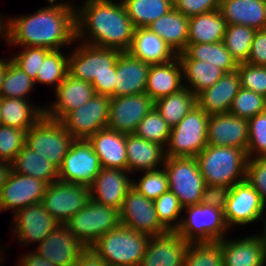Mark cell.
<instances>
[{
    "instance_id": "cell-1",
    "label": "cell",
    "mask_w": 266,
    "mask_h": 266,
    "mask_svg": "<svg viewBox=\"0 0 266 266\" xmlns=\"http://www.w3.org/2000/svg\"><path fill=\"white\" fill-rule=\"evenodd\" d=\"M49 3L50 6L41 8L34 14L8 18L7 23L1 22V34L6 37L5 43L60 50L62 45L75 41L76 9L66 2Z\"/></svg>"
},
{
    "instance_id": "cell-2",
    "label": "cell",
    "mask_w": 266,
    "mask_h": 266,
    "mask_svg": "<svg viewBox=\"0 0 266 266\" xmlns=\"http://www.w3.org/2000/svg\"><path fill=\"white\" fill-rule=\"evenodd\" d=\"M75 24L76 42L89 30L90 39L86 44L121 52L128 51L135 31L122 0L118 3L111 0L83 3L82 9L75 11Z\"/></svg>"
},
{
    "instance_id": "cell-3",
    "label": "cell",
    "mask_w": 266,
    "mask_h": 266,
    "mask_svg": "<svg viewBox=\"0 0 266 266\" xmlns=\"http://www.w3.org/2000/svg\"><path fill=\"white\" fill-rule=\"evenodd\" d=\"M80 45L69 55L68 74L90 82L96 94L111 97L114 94L116 61L121 51L86 43Z\"/></svg>"
},
{
    "instance_id": "cell-4",
    "label": "cell",
    "mask_w": 266,
    "mask_h": 266,
    "mask_svg": "<svg viewBox=\"0 0 266 266\" xmlns=\"http://www.w3.org/2000/svg\"><path fill=\"white\" fill-rule=\"evenodd\" d=\"M200 172L208 185L234 186L246 180V151L235 147L207 145L197 156Z\"/></svg>"
},
{
    "instance_id": "cell-5",
    "label": "cell",
    "mask_w": 266,
    "mask_h": 266,
    "mask_svg": "<svg viewBox=\"0 0 266 266\" xmlns=\"http://www.w3.org/2000/svg\"><path fill=\"white\" fill-rule=\"evenodd\" d=\"M150 235L119 225L100 237L90 248L111 266H139Z\"/></svg>"
},
{
    "instance_id": "cell-6",
    "label": "cell",
    "mask_w": 266,
    "mask_h": 266,
    "mask_svg": "<svg viewBox=\"0 0 266 266\" xmlns=\"http://www.w3.org/2000/svg\"><path fill=\"white\" fill-rule=\"evenodd\" d=\"M187 218L172 224V231L188 243H214L225 238L229 228L224 218V210L203 204L183 207Z\"/></svg>"
},
{
    "instance_id": "cell-7",
    "label": "cell",
    "mask_w": 266,
    "mask_h": 266,
    "mask_svg": "<svg viewBox=\"0 0 266 266\" xmlns=\"http://www.w3.org/2000/svg\"><path fill=\"white\" fill-rule=\"evenodd\" d=\"M209 115L197 105L173 128L165 157H196L207 146Z\"/></svg>"
},
{
    "instance_id": "cell-8",
    "label": "cell",
    "mask_w": 266,
    "mask_h": 266,
    "mask_svg": "<svg viewBox=\"0 0 266 266\" xmlns=\"http://www.w3.org/2000/svg\"><path fill=\"white\" fill-rule=\"evenodd\" d=\"M73 235L87 248L120 223V212L92 199L66 223Z\"/></svg>"
},
{
    "instance_id": "cell-9",
    "label": "cell",
    "mask_w": 266,
    "mask_h": 266,
    "mask_svg": "<svg viewBox=\"0 0 266 266\" xmlns=\"http://www.w3.org/2000/svg\"><path fill=\"white\" fill-rule=\"evenodd\" d=\"M74 138L63 124L44 116L26 132L25 145L39 155H43L58 169L63 163Z\"/></svg>"
},
{
    "instance_id": "cell-10",
    "label": "cell",
    "mask_w": 266,
    "mask_h": 266,
    "mask_svg": "<svg viewBox=\"0 0 266 266\" xmlns=\"http://www.w3.org/2000/svg\"><path fill=\"white\" fill-rule=\"evenodd\" d=\"M169 190L175 194L182 207L199 204L205 180L200 172L196 157H165Z\"/></svg>"
},
{
    "instance_id": "cell-11",
    "label": "cell",
    "mask_w": 266,
    "mask_h": 266,
    "mask_svg": "<svg viewBox=\"0 0 266 266\" xmlns=\"http://www.w3.org/2000/svg\"><path fill=\"white\" fill-rule=\"evenodd\" d=\"M89 200V186L57 180L48 184L41 203L57 222L65 224Z\"/></svg>"
},
{
    "instance_id": "cell-12",
    "label": "cell",
    "mask_w": 266,
    "mask_h": 266,
    "mask_svg": "<svg viewBox=\"0 0 266 266\" xmlns=\"http://www.w3.org/2000/svg\"><path fill=\"white\" fill-rule=\"evenodd\" d=\"M110 99L109 96L95 94L60 122L74 139H88L99 130L107 128Z\"/></svg>"
},
{
    "instance_id": "cell-13",
    "label": "cell",
    "mask_w": 266,
    "mask_h": 266,
    "mask_svg": "<svg viewBox=\"0 0 266 266\" xmlns=\"http://www.w3.org/2000/svg\"><path fill=\"white\" fill-rule=\"evenodd\" d=\"M101 165L88 139H74L58 169V180L90 186Z\"/></svg>"
},
{
    "instance_id": "cell-14",
    "label": "cell",
    "mask_w": 266,
    "mask_h": 266,
    "mask_svg": "<svg viewBox=\"0 0 266 266\" xmlns=\"http://www.w3.org/2000/svg\"><path fill=\"white\" fill-rule=\"evenodd\" d=\"M119 212L121 225L133 231L150 236H159L168 232L157 218L154 201L147 199L134 187L127 192Z\"/></svg>"
},
{
    "instance_id": "cell-15",
    "label": "cell",
    "mask_w": 266,
    "mask_h": 266,
    "mask_svg": "<svg viewBox=\"0 0 266 266\" xmlns=\"http://www.w3.org/2000/svg\"><path fill=\"white\" fill-rule=\"evenodd\" d=\"M154 108L146 94L111 97L107 128L122 134H134L141 120Z\"/></svg>"
},
{
    "instance_id": "cell-16",
    "label": "cell",
    "mask_w": 266,
    "mask_h": 266,
    "mask_svg": "<svg viewBox=\"0 0 266 266\" xmlns=\"http://www.w3.org/2000/svg\"><path fill=\"white\" fill-rule=\"evenodd\" d=\"M47 186L44 180L11 171L0 190V211L12 208L15 213L30 204L41 202Z\"/></svg>"
},
{
    "instance_id": "cell-17",
    "label": "cell",
    "mask_w": 266,
    "mask_h": 266,
    "mask_svg": "<svg viewBox=\"0 0 266 266\" xmlns=\"http://www.w3.org/2000/svg\"><path fill=\"white\" fill-rule=\"evenodd\" d=\"M38 246L36 252L56 266H74L87 249L66 224L60 223Z\"/></svg>"
},
{
    "instance_id": "cell-18",
    "label": "cell",
    "mask_w": 266,
    "mask_h": 266,
    "mask_svg": "<svg viewBox=\"0 0 266 266\" xmlns=\"http://www.w3.org/2000/svg\"><path fill=\"white\" fill-rule=\"evenodd\" d=\"M265 205L259 193L244 180L232 186L224 209L227 226L246 225L257 221L264 213Z\"/></svg>"
},
{
    "instance_id": "cell-19",
    "label": "cell",
    "mask_w": 266,
    "mask_h": 266,
    "mask_svg": "<svg viewBox=\"0 0 266 266\" xmlns=\"http://www.w3.org/2000/svg\"><path fill=\"white\" fill-rule=\"evenodd\" d=\"M249 122L230 113L209 115L207 145L228 146L247 151Z\"/></svg>"
},
{
    "instance_id": "cell-20",
    "label": "cell",
    "mask_w": 266,
    "mask_h": 266,
    "mask_svg": "<svg viewBox=\"0 0 266 266\" xmlns=\"http://www.w3.org/2000/svg\"><path fill=\"white\" fill-rule=\"evenodd\" d=\"M128 170L118 168H101L90 187V199L121 209L127 192L132 188L133 180L127 176Z\"/></svg>"
},
{
    "instance_id": "cell-21",
    "label": "cell",
    "mask_w": 266,
    "mask_h": 266,
    "mask_svg": "<svg viewBox=\"0 0 266 266\" xmlns=\"http://www.w3.org/2000/svg\"><path fill=\"white\" fill-rule=\"evenodd\" d=\"M15 215V216H14ZM14 230L19 243H40L59 225L41 202L30 204L14 213Z\"/></svg>"
},
{
    "instance_id": "cell-22",
    "label": "cell",
    "mask_w": 266,
    "mask_h": 266,
    "mask_svg": "<svg viewBox=\"0 0 266 266\" xmlns=\"http://www.w3.org/2000/svg\"><path fill=\"white\" fill-rule=\"evenodd\" d=\"M188 244L175 231L151 236L139 266H184Z\"/></svg>"
},
{
    "instance_id": "cell-23",
    "label": "cell",
    "mask_w": 266,
    "mask_h": 266,
    "mask_svg": "<svg viewBox=\"0 0 266 266\" xmlns=\"http://www.w3.org/2000/svg\"><path fill=\"white\" fill-rule=\"evenodd\" d=\"M57 100L44 108L45 115L61 121L69 112L89 101L96 93L90 82L73 78L69 74L55 90Z\"/></svg>"
},
{
    "instance_id": "cell-24",
    "label": "cell",
    "mask_w": 266,
    "mask_h": 266,
    "mask_svg": "<svg viewBox=\"0 0 266 266\" xmlns=\"http://www.w3.org/2000/svg\"><path fill=\"white\" fill-rule=\"evenodd\" d=\"M150 64L145 63L128 52H121L116 61L114 94L111 97L145 93Z\"/></svg>"
},
{
    "instance_id": "cell-25",
    "label": "cell",
    "mask_w": 266,
    "mask_h": 266,
    "mask_svg": "<svg viewBox=\"0 0 266 266\" xmlns=\"http://www.w3.org/2000/svg\"><path fill=\"white\" fill-rule=\"evenodd\" d=\"M240 88L237 70L225 73L213 86L196 95V105L208 115L229 113Z\"/></svg>"
},
{
    "instance_id": "cell-26",
    "label": "cell",
    "mask_w": 266,
    "mask_h": 266,
    "mask_svg": "<svg viewBox=\"0 0 266 266\" xmlns=\"http://www.w3.org/2000/svg\"><path fill=\"white\" fill-rule=\"evenodd\" d=\"M88 141L98 156L101 168L127 170L126 134L103 128L90 136Z\"/></svg>"
},
{
    "instance_id": "cell-27",
    "label": "cell",
    "mask_w": 266,
    "mask_h": 266,
    "mask_svg": "<svg viewBox=\"0 0 266 266\" xmlns=\"http://www.w3.org/2000/svg\"><path fill=\"white\" fill-rule=\"evenodd\" d=\"M221 246L224 266H264L266 252L264 243L258 235L241 240L218 241Z\"/></svg>"
},
{
    "instance_id": "cell-28",
    "label": "cell",
    "mask_w": 266,
    "mask_h": 266,
    "mask_svg": "<svg viewBox=\"0 0 266 266\" xmlns=\"http://www.w3.org/2000/svg\"><path fill=\"white\" fill-rule=\"evenodd\" d=\"M182 65L178 57L172 61L150 65L145 93L153 100L184 88Z\"/></svg>"
},
{
    "instance_id": "cell-29",
    "label": "cell",
    "mask_w": 266,
    "mask_h": 266,
    "mask_svg": "<svg viewBox=\"0 0 266 266\" xmlns=\"http://www.w3.org/2000/svg\"><path fill=\"white\" fill-rule=\"evenodd\" d=\"M145 63L161 64L177 57L173 49L147 27L135 28L130 48L127 51Z\"/></svg>"
},
{
    "instance_id": "cell-30",
    "label": "cell",
    "mask_w": 266,
    "mask_h": 266,
    "mask_svg": "<svg viewBox=\"0 0 266 266\" xmlns=\"http://www.w3.org/2000/svg\"><path fill=\"white\" fill-rule=\"evenodd\" d=\"M219 10L227 24L266 29V0H221Z\"/></svg>"
},
{
    "instance_id": "cell-31",
    "label": "cell",
    "mask_w": 266,
    "mask_h": 266,
    "mask_svg": "<svg viewBox=\"0 0 266 266\" xmlns=\"http://www.w3.org/2000/svg\"><path fill=\"white\" fill-rule=\"evenodd\" d=\"M165 148L135 134H126L127 170L129 172L159 169L165 162Z\"/></svg>"
},
{
    "instance_id": "cell-32",
    "label": "cell",
    "mask_w": 266,
    "mask_h": 266,
    "mask_svg": "<svg viewBox=\"0 0 266 266\" xmlns=\"http://www.w3.org/2000/svg\"><path fill=\"white\" fill-rule=\"evenodd\" d=\"M147 28L161 37L176 54L186 49L189 17L175 8L149 24Z\"/></svg>"
},
{
    "instance_id": "cell-33",
    "label": "cell",
    "mask_w": 266,
    "mask_h": 266,
    "mask_svg": "<svg viewBox=\"0 0 266 266\" xmlns=\"http://www.w3.org/2000/svg\"><path fill=\"white\" fill-rule=\"evenodd\" d=\"M45 114V109L31 106L27 99L0 98L2 125L28 131Z\"/></svg>"
},
{
    "instance_id": "cell-34",
    "label": "cell",
    "mask_w": 266,
    "mask_h": 266,
    "mask_svg": "<svg viewBox=\"0 0 266 266\" xmlns=\"http://www.w3.org/2000/svg\"><path fill=\"white\" fill-rule=\"evenodd\" d=\"M227 22L220 10L189 17L188 43H217L223 41Z\"/></svg>"
},
{
    "instance_id": "cell-35",
    "label": "cell",
    "mask_w": 266,
    "mask_h": 266,
    "mask_svg": "<svg viewBox=\"0 0 266 266\" xmlns=\"http://www.w3.org/2000/svg\"><path fill=\"white\" fill-rule=\"evenodd\" d=\"M179 60H200L222 69L225 73L237 70L238 63L231 56L223 41L217 43L187 44L186 49L177 54Z\"/></svg>"
},
{
    "instance_id": "cell-36",
    "label": "cell",
    "mask_w": 266,
    "mask_h": 266,
    "mask_svg": "<svg viewBox=\"0 0 266 266\" xmlns=\"http://www.w3.org/2000/svg\"><path fill=\"white\" fill-rule=\"evenodd\" d=\"M12 164V171L21 175L32 176L48 184L58 180V168L26 145L20 150Z\"/></svg>"
},
{
    "instance_id": "cell-37",
    "label": "cell",
    "mask_w": 266,
    "mask_h": 266,
    "mask_svg": "<svg viewBox=\"0 0 266 266\" xmlns=\"http://www.w3.org/2000/svg\"><path fill=\"white\" fill-rule=\"evenodd\" d=\"M196 106V96L184 87L180 91L154 101V108L173 128Z\"/></svg>"
},
{
    "instance_id": "cell-38",
    "label": "cell",
    "mask_w": 266,
    "mask_h": 266,
    "mask_svg": "<svg viewBox=\"0 0 266 266\" xmlns=\"http://www.w3.org/2000/svg\"><path fill=\"white\" fill-rule=\"evenodd\" d=\"M135 28L147 27L174 8L173 0H122Z\"/></svg>"
},
{
    "instance_id": "cell-39",
    "label": "cell",
    "mask_w": 266,
    "mask_h": 266,
    "mask_svg": "<svg viewBox=\"0 0 266 266\" xmlns=\"http://www.w3.org/2000/svg\"><path fill=\"white\" fill-rule=\"evenodd\" d=\"M183 70V78L190 85L185 86L196 96L201 91L213 86L225 72L208 62L200 60H180Z\"/></svg>"
},
{
    "instance_id": "cell-40",
    "label": "cell",
    "mask_w": 266,
    "mask_h": 266,
    "mask_svg": "<svg viewBox=\"0 0 266 266\" xmlns=\"http://www.w3.org/2000/svg\"><path fill=\"white\" fill-rule=\"evenodd\" d=\"M256 30L244 25L227 24L223 42L237 63L247 62Z\"/></svg>"
},
{
    "instance_id": "cell-41",
    "label": "cell",
    "mask_w": 266,
    "mask_h": 266,
    "mask_svg": "<svg viewBox=\"0 0 266 266\" xmlns=\"http://www.w3.org/2000/svg\"><path fill=\"white\" fill-rule=\"evenodd\" d=\"M60 50H51L38 69L34 83L54 84L55 90L68 75L69 57Z\"/></svg>"
},
{
    "instance_id": "cell-42",
    "label": "cell",
    "mask_w": 266,
    "mask_h": 266,
    "mask_svg": "<svg viewBox=\"0 0 266 266\" xmlns=\"http://www.w3.org/2000/svg\"><path fill=\"white\" fill-rule=\"evenodd\" d=\"M35 83L24 71L11 60H7L5 78L0 91V98L26 99Z\"/></svg>"
},
{
    "instance_id": "cell-43",
    "label": "cell",
    "mask_w": 266,
    "mask_h": 266,
    "mask_svg": "<svg viewBox=\"0 0 266 266\" xmlns=\"http://www.w3.org/2000/svg\"><path fill=\"white\" fill-rule=\"evenodd\" d=\"M184 266H224L221 246L214 243H189Z\"/></svg>"
},
{
    "instance_id": "cell-44",
    "label": "cell",
    "mask_w": 266,
    "mask_h": 266,
    "mask_svg": "<svg viewBox=\"0 0 266 266\" xmlns=\"http://www.w3.org/2000/svg\"><path fill=\"white\" fill-rule=\"evenodd\" d=\"M170 133L171 127L155 108L141 120L134 132L136 136L160 144L164 148L168 143Z\"/></svg>"
},
{
    "instance_id": "cell-45",
    "label": "cell",
    "mask_w": 266,
    "mask_h": 266,
    "mask_svg": "<svg viewBox=\"0 0 266 266\" xmlns=\"http://www.w3.org/2000/svg\"><path fill=\"white\" fill-rule=\"evenodd\" d=\"M264 111H266V97L241 87L233 99L229 113L249 120Z\"/></svg>"
},
{
    "instance_id": "cell-46",
    "label": "cell",
    "mask_w": 266,
    "mask_h": 266,
    "mask_svg": "<svg viewBox=\"0 0 266 266\" xmlns=\"http://www.w3.org/2000/svg\"><path fill=\"white\" fill-rule=\"evenodd\" d=\"M132 187L147 199L155 200L169 190L168 177L165 169L145 171L139 182L133 181Z\"/></svg>"
},
{
    "instance_id": "cell-47",
    "label": "cell",
    "mask_w": 266,
    "mask_h": 266,
    "mask_svg": "<svg viewBox=\"0 0 266 266\" xmlns=\"http://www.w3.org/2000/svg\"><path fill=\"white\" fill-rule=\"evenodd\" d=\"M248 122L249 136L246 151L248 159L266 157V111L252 117Z\"/></svg>"
},
{
    "instance_id": "cell-48",
    "label": "cell",
    "mask_w": 266,
    "mask_h": 266,
    "mask_svg": "<svg viewBox=\"0 0 266 266\" xmlns=\"http://www.w3.org/2000/svg\"><path fill=\"white\" fill-rule=\"evenodd\" d=\"M26 130L0 125V161L12 163L26 143Z\"/></svg>"
},
{
    "instance_id": "cell-49",
    "label": "cell",
    "mask_w": 266,
    "mask_h": 266,
    "mask_svg": "<svg viewBox=\"0 0 266 266\" xmlns=\"http://www.w3.org/2000/svg\"><path fill=\"white\" fill-rule=\"evenodd\" d=\"M237 72L242 88L266 97V66H256L247 62L238 63Z\"/></svg>"
},
{
    "instance_id": "cell-50",
    "label": "cell",
    "mask_w": 266,
    "mask_h": 266,
    "mask_svg": "<svg viewBox=\"0 0 266 266\" xmlns=\"http://www.w3.org/2000/svg\"><path fill=\"white\" fill-rule=\"evenodd\" d=\"M51 51L44 47L25 46L24 51L16 54L10 60L24 71L33 80L36 79L38 69L42 65L45 56Z\"/></svg>"
},
{
    "instance_id": "cell-51",
    "label": "cell",
    "mask_w": 266,
    "mask_h": 266,
    "mask_svg": "<svg viewBox=\"0 0 266 266\" xmlns=\"http://www.w3.org/2000/svg\"><path fill=\"white\" fill-rule=\"evenodd\" d=\"M155 211L160 223L168 230L172 231L171 222L178 219L179 214L183 211L178 198L173 192L168 190L160 197L154 200Z\"/></svg>"
},
{
    "instance_id": "cell-52",
    "label": "cell",
    "mask_w": 266,
    "mask_h": 266,
    "mask_svg": "<svg viewBox=\"0 0 266 266\" xmlns=\"http://www.w3.org/2000/svg\"><path fill=\"white\" fill-rule=\"evenodd\" d=\"M246 180L259 193L266 205V157L248 159Z\"/></svg>"
},
{
    "instance_id": "cell-53",
    "label": "cell",
    "mask_w": 266,
    "mask_h": 266,
    "mask_svg": "<svg viewBox=\"0 0 266 266\" xmlns=\"http://www.w3.org/2000/svg\"><path fill=\"white\" fill-rule=\"evenodd\" d=\"M174 8L186 17L220 9L221 0H173Z\"/></svg>"
},
{
    "instance_id": "cell-54",
    "label": "cell",
    "mask_w": 266,
    "mask_h": 266,
    "mask_svg": "<svg viewBox=\"0 0 266 266\" xmlns=\"http://www.w3.org/2000/svg\"><path fill=\"white\" fill-rule=\"evenodd\" d=\"M231 186L206 184L200 204L217 207L224 210L229 198Z\"/></svg>"
},
{
    "instance_id": "cell-55",
    "label": "cell",
    "mask_w": 266,
    "mask_h": 266,
    "mask_svg": "<svg viewBox=\"0 0 266 266\" xmlns=\"http://www.w3.org/2000/svg\"><path fill=\"white\" fill-rule=\"evenodd\" d=\"M247 63L266 66V29L256 30Z\"/></svg>"
},
{
    "instance_id": "cell-56",
    "label": "cell",
    "mask_w": 266,
    "mask_h": 266,
    "mask_svg": "<svg viewBox=\"0 0 266 266\" xmlns=\"http://www.w3.org/2000/svg\"><path fill=\"white\" fill-rule=\"evenodd\" d=\"M74 266H107L91 248H87Z\"/></svg>"
},
{
    "instance_id": "cell-57",
    "label": "cell",
    "mask_w": 266,
    "mask_h": 266,
    "mask_svg": "<svg viewBox=\"0 0 266 266\" xmlns=\"http://www.w3.org/2000/svg\"><path fill=\"white\" fill-rule=\"evenodd\" d=\"M18 266H56L50 261L40 256L36 251L21 257Z\"/></svg>"
},
{
    "instance_id": "cell-58",
    "label": "cell",
    "mask_w": 266,
    "mask_h": 266,
    "mask_svg": "<svg viewBox=\"0 0 266 266\" xmlns=\"http://www.w3.org/2000/svg\"><path fill=\"white\" fill-rule=\"evenodd\" d=\"M12 171V164L7 161H0V190Z\"/></svg>"
},
{
    "instance_id": "cell-59",
    "label": "cell",
    "mask_w": 266,
    "mask_h": 266,
    "mask_svg": "<svg viewBox=\"0 0 266 266\" xmlns=\"http://www.w3.org/2000/svg\"><path fill=\"white\" fill-rule=\"evenodd\" d=\"M6 61L7 60L0 59V91L5 78Z\"/></svg>"
},
{
    "instance_id": "cell-60",
    "label": "cell",
    "mask_w": 266,
    "mask_h": 266,
    "mask_svg": "<svg viewBox=\"0 0 266 266\" xmlns=\"http://www.w3.org/2000/svg\"><path fill=\"white\" fill-rule=\"evenodd\" d=\"M264 223H265V226L263 228L264 230L261 233L262 235H259V236L262 239V242L264 243V249H265V252H266V221Z\"/></svg>"
},
{
    "instance_id": "cell-61",
    "label": "cell",
    "mask_w": 266,
    "mask_h": 266,
    "mask_svg": "<svg viewBox=\"0 0 266 266\" xmlns=\"http://www.w3.org/2000/svg\"><path fill=\"white\" fill-rule=\"evenodd\" d=\"M48 1H51L54 3L56 0H48ZM89 1H91V0H87L85 3H88Z\"/></svg>"
},
{
    "instance_id": "cell-62",
    "label": "cell",
    "mask_w": 266,
    "mask_h": 266,
    "mask_svg": "<svg viewBox=\"0 0 266 266\" xmlns=\"http://www.w3.org/2000/svg\"><path fill=\"white\" fill-rule=\"evenodd\" d=\"M1 22H2V19L0 18V35H1Z\"/></svg>"
}]
</instances>
